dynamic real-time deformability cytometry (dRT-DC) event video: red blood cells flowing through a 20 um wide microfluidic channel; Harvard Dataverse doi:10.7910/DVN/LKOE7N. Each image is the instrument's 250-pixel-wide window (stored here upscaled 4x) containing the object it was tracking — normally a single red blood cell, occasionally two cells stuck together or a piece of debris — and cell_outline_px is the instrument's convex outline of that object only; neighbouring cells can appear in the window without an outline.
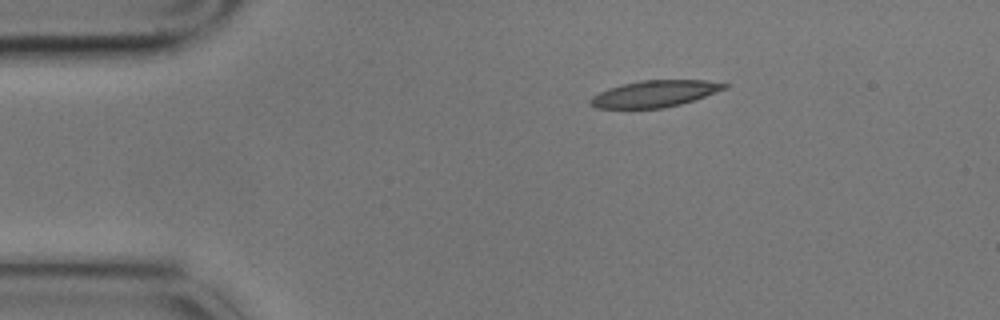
{"species": "common noctule bat (a hibernating species)", "species_latin": "Nyctalus noctula", "temperature_condition": "cold", "stored_images_in_passage": 4, "camera_frame_rate_fps": 3000, "um_per_image_px": 0.085, "animal": {"sex": "male", "body_mass_g": 17.9}, "frame": {"image": 1, "passage_image": 1, "time_ms": 0.0, "image_size_px": [1000, 320], "cell_outline_px": [[728, 88], [680, 104], [664, 108], [596, 108], [588, 104], [588, 100], [592, 96], [608, 88], [624, 84], [644, 80], [704, 80], [728, 84]], "centroid_in_image_um": [55.61, 7.97], "position_along_channel_um": 29.4, "area_um2": 20.58}}
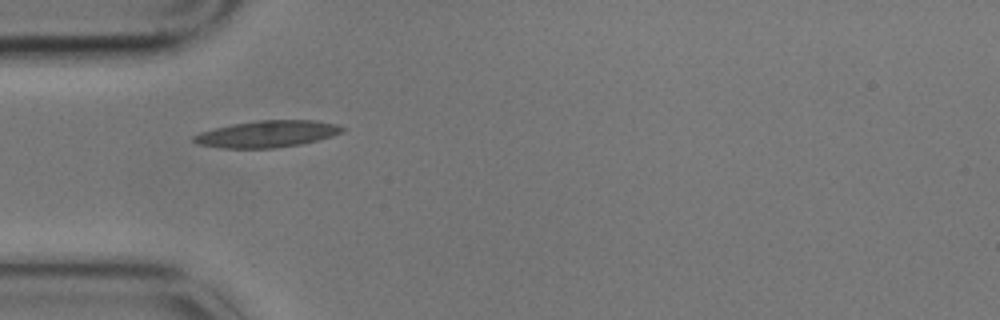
{"frame": {"image": 2, "passage_image": 3, "time_ms": 0.667, "image_size_px": [1000, 320], "cell_outline_px": [[344, 132], [332, 136], [300, 144], [276, 148], [220, 148], [196, 144], [192, 140], [192, 136], [200, 132], [232, 124], [260, 120], [316, 120], [336, 124], [344, 128]], "centroid_in_image_um": [22.69, 11.39], "position_along_channel_um": 62.3, "area_um2": 23.12}}